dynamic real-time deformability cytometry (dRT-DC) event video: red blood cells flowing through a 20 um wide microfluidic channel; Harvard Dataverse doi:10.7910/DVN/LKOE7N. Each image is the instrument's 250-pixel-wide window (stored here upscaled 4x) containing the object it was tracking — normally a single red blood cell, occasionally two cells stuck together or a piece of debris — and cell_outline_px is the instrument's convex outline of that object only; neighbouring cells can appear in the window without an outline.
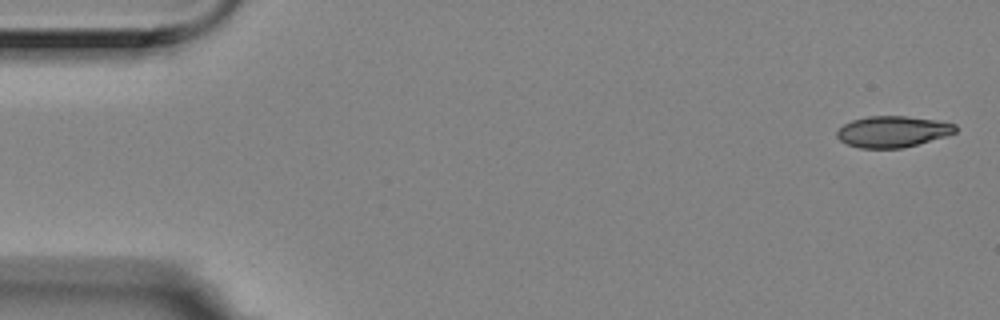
{"species": "Egyptian fruit bat (a non-hibernating species)", "species_latin": "Rousettus aegyptiacus", "temperature_condition": "room temperature", "stored_images_in_passage": 5, "camera_frame_rate_fps": 3000, "um_per_image_px": 0.085, "animal": {"sex": "female"}, "frame": {"image": 1, "passage_image": 1, "time_ms": 0.0, "image_size_px": [1000, 320], "cell_outline_px": [[956, 132], [944, 136], [916, 144], [900, 148], [860, 148], [848, 144], [840, 140], [836, 136], [836, 132], [844, 124], [852, 120], [868, 116], [904, 116], [936, 120], [956, 124]], "centroid_in_image_um": [75.85, 11.18], "position_along_channel_um": 9.2, "area_um2": 21.27}}
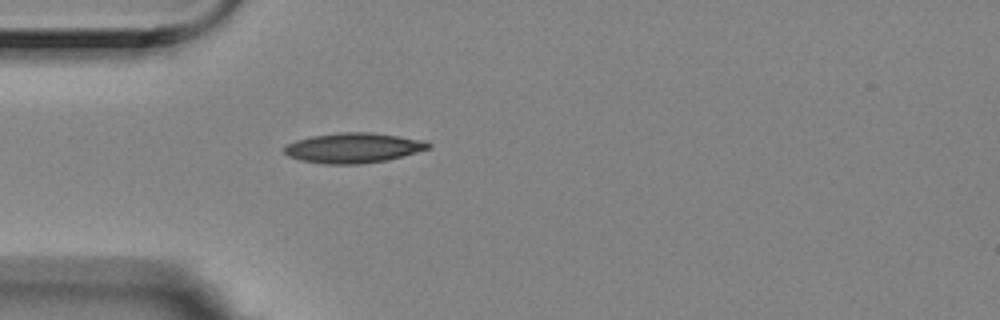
{"frame": {"image": 2, "passage_image": 5, "time_ms": 1.333, "image_size_px": [1000, 320], "cell_outline_px": [[432, 148], [388, 160], [356, 164], [324, 164], [300, 160], [288, 156], [284, 152], [284, 148], [288, 144], [296, 140], [312, 136], [336, 132], [372, 132], [424, 140], [432, 144]], "centroid_in_image_um": [30.06, 12.56], "position_along_channel_um": 54.9, "area_um2": 25.32}}